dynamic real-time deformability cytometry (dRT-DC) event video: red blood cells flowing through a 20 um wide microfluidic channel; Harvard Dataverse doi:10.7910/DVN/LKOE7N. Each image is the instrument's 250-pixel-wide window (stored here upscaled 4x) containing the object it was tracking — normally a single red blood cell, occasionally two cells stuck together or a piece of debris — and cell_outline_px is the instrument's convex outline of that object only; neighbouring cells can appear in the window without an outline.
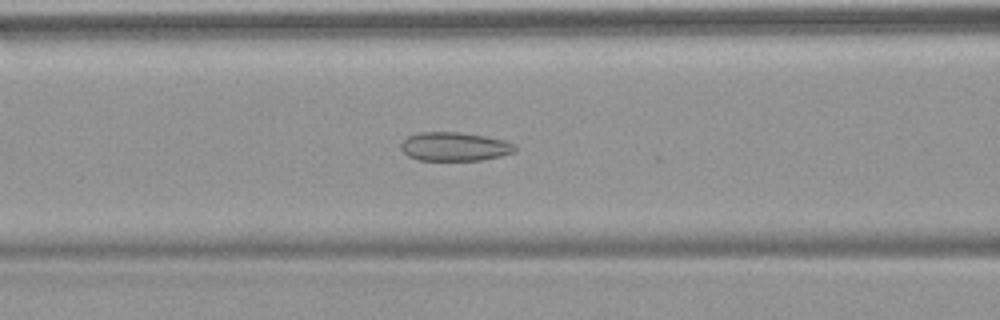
{"species": "common noctule bat (a hibernating species)", "species_latin": "Nyctalus noctula", "temperature_condition": "warm", "stored_images_in_passage": 47, "camera_frame_rate_fps": 3000, "um_per_image_px": 0.085, "animal": {"sex": "female", "body_mass_g": 18.4}, "frame": {"image": 1, "passage_image": 16, "time_ms": 5.0, "image_size_px": [1000, 320], "cell_outline_px": [[516, 152], [484, 160], [420, 160], [408, 156], [400, 148], [400, 144], [408, 136], [420, 132], [460, 132], [484, 136], [504, 140], [516, 144]], "centroid_in_image_um": [38.66, 12.46], "position_along_channel_um": 127.9, "area_um2": 19.19}}
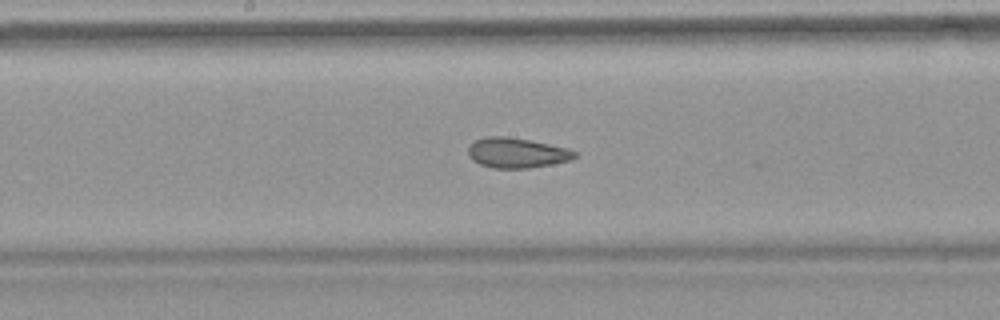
{"frame": {"image": 2, "passage_image": 22, "time_ms": 7.0, "image_size_px": [1000, 320], "cell_outline_px": [[580, 156], [572, 160], [552, 164], [528, 168], [492, 168], [480, 164], [472, 160], [468, 152], [468, 148], [476, 140], [484, 136], [504, 136], [528, 140], [568, 148], [576, 152]], "centroid_in_image_um": [43.96, 13.0], "position_along_channel_um": 204.2, "area_um2": 18.67}}
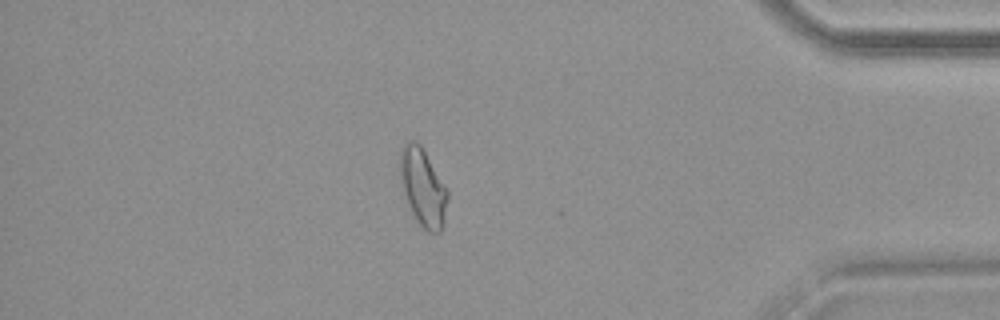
{"frame": {"image": 3, "passage_image": 40, "time_ms": 13.0, "image_size_px": [1000, 320], "cell_outline_px": [[448, 196], [444, 220], [440, 232], [428, 232], [416, 220], [408, 204], [400, 176], [400, 152], [404, 144], [412, 140], [416, 140], [420, 144], [448, 192]], "centroid_in_image_um": [35.94, 15.92], "position_along_channel_um": 399.3, "area_um2": 20.87}, "authors_computed_cell_mechanics": {"area_um2": 19.9988, "velocity_mm_per_s": 3.8292, "shape_relaxation_time_tau1_ms": null, "shape_relaxation_time_tau2_ms": 2.1239, "deformation_change_tau1": null, "deformation_change_tau2": 0.0861}}